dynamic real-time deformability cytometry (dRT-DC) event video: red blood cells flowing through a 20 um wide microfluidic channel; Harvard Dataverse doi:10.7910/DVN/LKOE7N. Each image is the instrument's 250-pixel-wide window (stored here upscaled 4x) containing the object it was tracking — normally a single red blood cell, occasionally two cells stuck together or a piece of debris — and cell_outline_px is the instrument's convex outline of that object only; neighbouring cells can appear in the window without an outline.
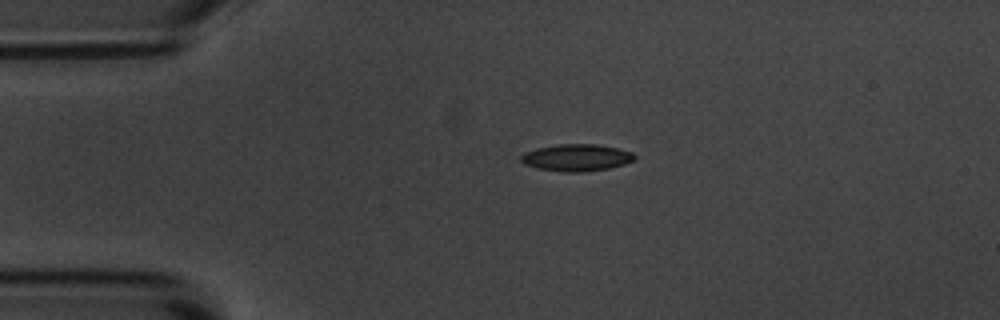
{"species": "common noctule bat (a hibernating species)", "species_latin": "Nyctalus noctula", "temperature_condition": "room temperature", "stored_images_in_passage": 2, "camera_frame_rate_fps": 3000, "um_per_image_px": 0.085, "animal": {"sex": "male", "body_mass_g": 20.1, "forearm_length_mm": 53.5}, "frame": {"image": 1, "passage_image": 1, "time_ms": 0.0, "image_size_px": [1000, 320], "cell_outline_px": [[636, 156], [632, 160], [624, 164], [608, 168], [584, 172], [560, 172], [540, 168], [524, 164], [520, 160], [520, 156], [524, 152], [536, 148], [556, 144], [596, 144], [616, 148], [632, 152]], "centroid_in_image_um": [48.96, 13.39], "position_along_channel_um": 36.0, "area_um2": 17.8}}